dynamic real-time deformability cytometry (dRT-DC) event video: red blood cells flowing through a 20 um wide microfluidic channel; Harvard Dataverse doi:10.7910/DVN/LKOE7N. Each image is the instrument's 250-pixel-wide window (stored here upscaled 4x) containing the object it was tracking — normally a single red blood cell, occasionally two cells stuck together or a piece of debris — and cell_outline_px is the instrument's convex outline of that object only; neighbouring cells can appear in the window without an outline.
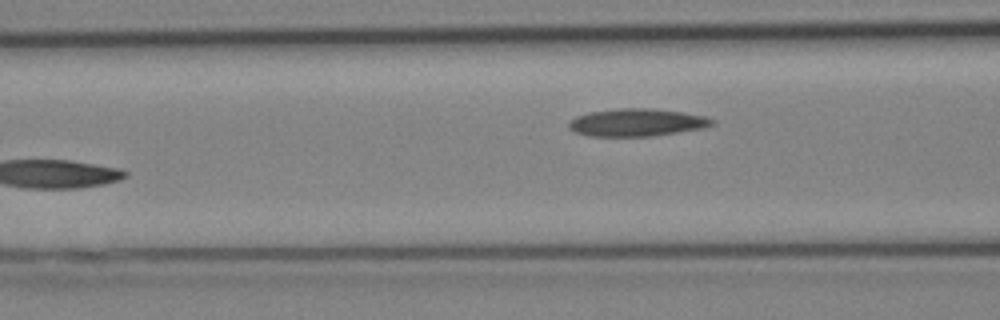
{"species": "Egyptian fruit bat (a non-hibernating species)", "species_latin": "Rousettus aegyptiacus", "temperature_condition": "cold", "stored_images_in_passage": 14, "camera_frame_rate_fps": 3000, "um_per_image_px": 0.085, "animal": {"sex": "female"}, "frame": {"image": 1, "passage_image": 14, "time_ms": 4.333, "image_size_px": [1000, 320], "cell_outline_px": [[716, 124], [704, 128], [652, 136], [588, 136], [576, 132], [568, 128], [568, 120], [576, 116], [588, 112], [620, 108], [648, 108], [680, 112], [704, 116], [716, 120]], "centroid_in_image_um": [54.11, 10.41], "position_along_channel_um": 112.5, "area_um2": 23.12}}